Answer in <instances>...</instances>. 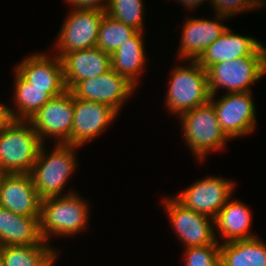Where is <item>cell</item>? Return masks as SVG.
<instances>
[{"instance_id": "6da1fadb", "label": "cell", "mask_w": 266, "mask_h": 266, "mask_svg": "<svg viewBox=\"0 0 266 266\" xmlns=\"http://www.w3.org/2000/svg\"><path fill=\"white\" fill-rule=\"evenodd\" d=\"M88 210L87 202L71 190L64 196L41 200L39 217L41 238L47 243L52 235L72 236L80 233L88 223Z\"/></svg>"}, {"instance_id": "7a4b0ae2", "label": "cell", "mask_w": 266, "mask_h": 266, "mask_svg": "<svg viewBox=\"0 0 266 266\" xmlns=\"http://www.w3.org/2000/svg\"><path fill=\"white\" fill-rule=\"evenodd\" d=\"M206 71L210 95H216L219 88L226 93L249 92L250 85L266 74V47L261 44L249 56L218 62Z\"/></svg>"}, {"instance_id": "3957f363", "label": "cell", "mask_w": 266, "mask_h": 266, "mask_svg": "<svg viewBox=\"0 0 266 266\" xmlns=\"http://www.w3.org/2000/svg\"><path fill=\"white\" fill-rule=\"evenodd\" d=\"M43 146L29 173L41 200L61 195L66 181L76 169L74 152L79 147L55 143L52 152L46 155Z\"/></svg>"}, {"instance_id": "277c9868", "label": "cell", "mask_w": 266, "mask_h": 266, "mask_svg": "<svg viewBox=\"0 0 266 266\" xmlns=\"http://www.w3.org/2000/svg\"><path fill=\"white\" fill-rule=\"evenodd\" d=\"M43 142L28 120H15L0 132V168L30 173Z\"/></svg>"}, {"instance_id": "5b68a950", "label": "cell", "mask_w": 266, "mask_h": 266, "mask_svg": "<svg viewBox=\"0 0 266 266\" xmlns=\"http://www.w3.org/2000/svg\"><path fill=\"white\" fill-rule=\"evenodd\" d=\"M187 65L174 68L165 98L168 110L179 116L210 100L207 71L196 60Z\"/></svg>"}, {"instance_id": "8992f818", "label": "cell", "mask_w": 266, "mask_h": 266, "mask_svg": "<svg viewBox=\"0 0 266 266\" xmlns=\"http://www.w3.org/2000/svg\"><path fill=\"white\" fill-rule=\"evenodd\" d=\"M184 140L199 160L230 140L223 132L210 101L180 115Z\"/></svg>"}, {"instance_id": "52a82bcc", "label": "cell", "mask_w": 266, "mask_h": 266, "mask_svg": "<svg viewBox=\"0 0 266 266\" xmlns=\"http://www.w3.org/2000/svg\"><path fill=\"white\" fill-rule=\"evenodd\" d=\"M74 120V95L66 90L53 97L28 121L44 144V138L57 139V144L72 145V126Z\"/></svg>"}, {"instance_id": "ba28073f", "label": "cell", "mask_w": 266, "mask_h": 266, "mask_svg": "<svg viewBox=\"0 0 266 266\" xmlns=\"http://www.w3.org/2000/svg\"><path fill=\"white\" fill-rule=\"evenodd\" d=\"M64 20L56 41V56L96 47L99 26L105 11L96 9H73Z\"/></svg>"}, {"instance_id": "9c48e42d", "label": "cell", "mask_w": 266, "mask_h": 266, "mask_svg": "<svg viewBox=\"0 0 266 266\" xmlns=\"http://www.w3.org/2000/svg\"><path fill=\"white\" fill-rule=\"evenodd\" d=\"M210 95L219 124L229 139L245 136L255 129L256 109L251 91L226 93L217 101ZM216 101V102H215Z\"/></svg>"}, {"instance_id": "30bf717a", "label": "cell", "mask_w": 266, "mask_h": 266, "mask_svg": "<svg viewBox=\"0 0 266 266\" xmlns=\"http://www.w3.org/2000/svg\"><path fill=\"white\" fill-rule=\"evenodd\" d=\"M172 229L178 240L188 247L204 246L217 241L214 219L184 207L174 197L163 200ZM212 222H211V221Z\"/></svg>"}, {"instance_id": "8fae6325", "label": "cell", "mask_w": 266, "mask_h": 266, "mask_svg": "<svg viewBox=\"0 0 266 266\" xmlns=\"http://www.w3.org/2000/svg\"><path fill=\"white\" fill-rule=\"evenodd\" d=\"M234 182L209 176L185 188L174 198L184 207L215 219L220 209L233 196Z\"/></svg>"}, {"instance_id": "7c38bea8", "label": "cell", "mask_w": 266, "mask_h": 266, "mask_svg": "<svg viewBox=\"0 0 266 266\" xmlns=\"http://www.w3.org/2000/svg\"><path fill=\"white\" fill-rule=\"evenodd\" d=\"M136 86L113 69L79 81L70 91L76 97L111 106L118 113Z\"/></svg>"}, {"instance_id": "4fadbf2b", "label": "cell", "mask_w": 266, "mask_h": 266, "mask_svg": "<svg viewBox=\"0 0 266 266\" xmlns=\"http://www.w3.org/2000/svg\"><path fill=\"white\" fill-rule=\"evenodd\" d=\"M117 115L118 112L111 106L74 96L72 145L81 146L92 141L107 129Z\"/></svg>"}, {"instance_id": "5bb4252c", "label": "cell", "mask_w": 266, "mask_h": 266, "mask_svg": "<svg viewBox=\"0 0 266 266\" xmlns=\"http://www.w3.org/2000/svg\"><path fill=\"white\" fill-rule=\"evenodd\" d=\"M32 87L47 88L52 97L61 95L67 89L63 78V65L58 56L45 53L25 57L15 69Z\"/></svg>"}, {"instance_id": "9a60e30c", "label": "cell", "mask_w": 266, "mask_h": 266, "mask_svg": "<svg viewBox=\"0 0 266 266\" xmlns=\"http://www.w3.org/2000/svg\"><path fill=\"white\" fill-rule=\"evenodd\" d=\"M216 19L188 18L183 25L179 47L180 58L197 60L206 48L217 40L228 28L221 22L228 16L216 14Z\"/></svg>"}, {"instance_id": "2e32d148", "label": "cell", "mask_w": 266, "mask_h": 266, "mask_svg": "<svg viewBox=\"0 0 266 266\" xmlns=\"http://www.w3.org/2000/svg\"><path fill=\"white\" fill-rule=\"evenodd\" d=\"M41 199L29 173L6 176L0 191V207L29 217H40Z\"/></svg>"}, {"instance_id": "e0dca14e", "label": "cell", "mask_w": 266, "mask_h": 266, "mask_svg": "<svg viewBox=\"0 0 266 266\" xmlns=\"http://www.w3.org/2000/svg\"><path fill=\"white\" fill-rule=\"evenodd\" d=\"M67 90L79 81L96 77L111 69L110 54L98 47L72 51L61 58Z\"/></svg>"}, {"instance_id": "ac0fdd59", "label": "cell", "mask_w": 266, "mask_h": 266, "mask_svg": "<svg viewBox=\"0 0 266 266\" xmlns=\"http://www.w3.org/2000/svg\"><path fill=\"white\" fill-rule=\"evenodd\" d=\"M261 43L257 39L235 34L227 28L223 34L209 45L196 60L205 70L223 61H231L251 55Z\"/></svg>"}, {"instance_id": "d6986e66", "label": "cell", "mask_w": 266, "mask_h": 266, "mask_svg": "<svg viewBox=\"0 0 266 266\" xmlns=\"http://www.w3.org/2000/svg\"><path fill=\"white\" fill-rule=\"evenodd\" d=\"M0 245H49L40 234L39 217L15 214L0 207Z\"/></svg>"}, {"instance_id": "ffe728a7", "label": "cell", "mask_w": 266, "mask_h": 266, "mask_svg": "<svg viewBox=\"0 0 266 266\" xmlns=\"http://www.w3.org/2000/svg\"><path fill=\"white\" fill-rule=\"evenodd\" d=\"M251 221L249 207L239 200L229 199L218 212L214 225L221 236L226 238L224 242H230L255 238L256 236L250 232Z\"/></svg>"}, {"instance_id": "44dd1931", "label": "cell", "mask_w": 266, "mask_h": 266, "mask_svg": "<svg viewBox=\"0 0 266 266\" xmlns=\"http://www.w3.org/2000/svg\"><path fill=\"white\" fill-rule=\"evenodd\" d=\"M142 34V31H138L110 55L111 69L125 76L135 86L146 60Z\"/></svg>"}, {"instance_id": "7402d4cb", "label": "cell", "mask_w": 266, "mask_h": 266, "mask_svg": "<svg viewBox=\"0 0 266 266\" xmlns=\"http://www.w3.org/2000/svg\"><path fill=\"white\" fill-rule=\"evenodd\" d=\"M221 266H266V243L255 237L223 242Z\"/></svg>"}, {"instance_id": "603a6c76", "label": "cell", "mask_w": 266, "mask_h": 266, "mask_svg": "<svg viewBox=\"0 0 266 266\" xmlns=\"http://www.w3.org/2000/svg\"><path fill=\"white\" fill-rule=\"evenodd\" d=\"M50 245L2 246L3 266H54L57 252Z\"/></svg>"}, {"instance_id": "cb8c5ba5", "label": "cell", "mask_w": 266, "mask_h": 266, "mask_svg": "<svg viewBox=\"0 0 266 266\" xmlns=\"http://www.w3.org/2000/svg\"><path fill=\"white\" fill-rule=\"evenodd\" d=\"M14 80V100L18 110L13 112L15 120H29L53 98L47 93V88L32 87L17 71Z\"/></svg>"}, {"instance_id": "d4e9b609", "label": "cell", "mask_w": 266, "mask_h": 266, "mask_svg": "<svg viewBox=\"0 0 266 266\" xmlns=\"http://www.w3.org/2000/svg\"><path fill=\"white\" fill-rule=\"evenodd\" d=\"M137 32L135 28L114 19L105 12L100 22L96 47L111 55Z\"/></svg>"}, {"instance_id": "484cf974", "label": "cell", "mask_w": 266, "mask_h": 266, "mask_svg": "<svg viewBox=\"0 0 266 266\" xmlns=\"http://www.w3.org/2000/svg\"><path fill=\"white\" fill-rule=\"evenodd\" d=\"M143 0H109L106 13L143 32Z\"/></svg>"}, {"instance_id": "4316f807", "label": "cell", "mask_w": 266, "mask_h": 266, "mask_svg": "<svg viewBox=\"0 0 266 266\" xmlns=\"http://www.w3.org/2000/svg\"><path fill=\"white\" fill-rule=\"evenodd\" d=\"M220 243L188 247L185 249V266H221Z\"/></svg>"}, {"instance_id": "83f0119b", "label": "cell", "mask_w": 266, "mask_h": 266, "mask_svg": "<svg viewBox=\"0 0 266 266\" xmlns=\"http://www.w3.org/2000/svg\"><path fill=\"white\" fill-rule=\"evenodd\" d=\"M212 2L215 14H222L228 17L238 13L257 9L252 0H210Z\"/></svg>"}, {"instance_id": "f1b7e54d", "label": "cell", "mask_w": 266, "mask_h": 266, "mask_svg": "<svg viewBox=\"0 0 266 266\" xmlns=\"http://www.w3.org/2000/svg\"><path fill=\"white\" fill-rule=\"evenodd\" d=\"M73 9H96L106 11L109 0H66ZM104 1V2H103ZM106 1V2H105Z\"/></svg>"}, {"instance_id": "f546056e", "label": "cell", "mask_w": 266, "mask_h": 266, "mask_svg": "<svg viewBox=\"0 0 266 266\" xmlns=\"http://www.w3.org/2000/svg\"><path fill=\"white\" fill-rule=\"evenodd\" d=\"M13 112L14 110L11 107H7L0 102V132L15 121Z\"/></svg>"}, {"instance_id": "4dcf8cb0", "label": "cell", "mask_w": 266, "mask_h": 266, "mask_svg": "<svg viewBox=\"0 0 266 266\" xmlns=\"http://www.w3.org/2000/svg\"><path fill=\"white\" fill-rule=\"evenodd\" d=\"M186 9L197 8L198 5H202V3L206 0H178ZM208 1V0H207Z\"/></svg>"}, {"instance_id": "1f68e13d", "label": "cell", "mask_w": 266, "mask_h": 266, "mask_svg": "<svg viewBox=\"0 0 266 266\" xmlns=\"http://www.w3.org/2000/svg\"><path fill=\"white\" fill-rule=\"evenodd\" d=\"M8 174H9L8 172H6V171H4V170H2L0 168V191H1V188H2L3 181H4V179L6 178V176Z\"/></svg>"}, {"instance_id": "d6a6232c", "label": "cell", "mask_w": 266, "mask_h": 266, "mask_svg": "<svg viewBox=\"0 0 266 266\" xmlns=\"http://www.w3.org/2000/svg\"><path fill=\"white\" fill-rule=\"evenodd\" d=\"M252 2L257 8L262 7L266 3L265 0H252Z\"/></svg>"}, {"instance_id": "836d02e7", "label": "cell", "mask_w": 266, "mask_h": 266, "mask_svg": "<svg viewBox=\"0 0 266 266\" xmlns=\"http://www.w3.org/2000/svg\"><path fill=\"white\" fill-rule=\"evenodd\" d=\"M0 266H3L2 246L0 245Z\"/></svg>"}]
</instances>
